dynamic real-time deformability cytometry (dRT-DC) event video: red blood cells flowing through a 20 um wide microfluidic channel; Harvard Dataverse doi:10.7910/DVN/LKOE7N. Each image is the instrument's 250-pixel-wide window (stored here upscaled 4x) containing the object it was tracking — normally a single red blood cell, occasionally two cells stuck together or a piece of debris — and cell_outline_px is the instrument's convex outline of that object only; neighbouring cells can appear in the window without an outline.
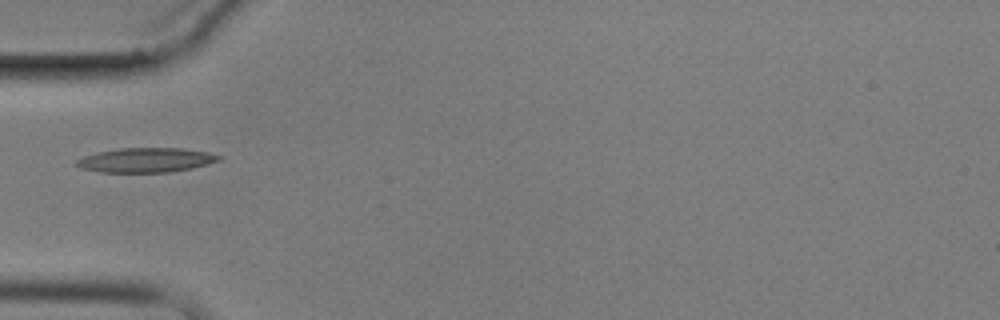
{"species": "common noctule bat (a hibernating species)", "species_latin": "Nyctalus noctula", "temperature_condition": "cold", "stored_images_in_passage": 6, "camera_frame_rate_fps": 3000, "um_per_image_px": 0.085, "animal": {"sex": "male", "body_mass_g": 17.9}, "frame": {"image": 1, "passage_image": 6, "time_ms": 6.667, "image_size_px": [1000, 320], "cell_outline_px": [[224, 156], [220, 160], [208, 164], [192, 168], [168, 172], [100, 172], [80, 168], [72, 164], [76, 160], [84, 156], [100, 152], [120, 148], [180, 148], [208, 152]], "centroid_in_image_um": [12.41, 13.61], "position_along_channel_um": 72.6, "area_um2": 20.35}}